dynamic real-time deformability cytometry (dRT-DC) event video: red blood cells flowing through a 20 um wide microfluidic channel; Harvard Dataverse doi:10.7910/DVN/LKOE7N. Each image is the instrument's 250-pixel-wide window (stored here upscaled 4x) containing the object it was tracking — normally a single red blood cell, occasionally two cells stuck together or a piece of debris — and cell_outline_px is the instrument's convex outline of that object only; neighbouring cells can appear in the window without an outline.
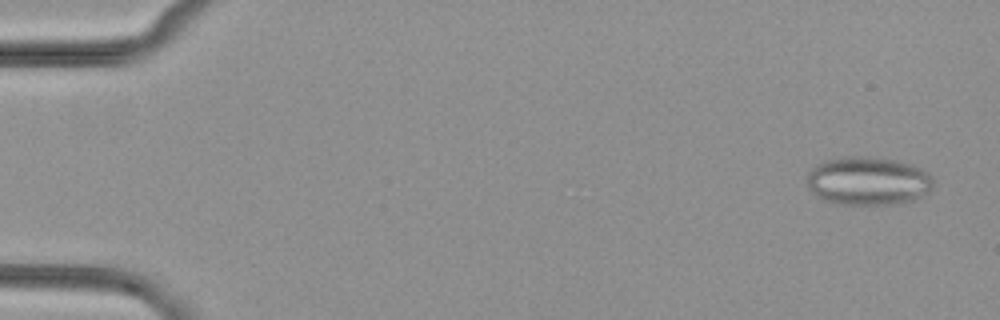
{"species": "common noctule bat (a hibernating species)", "species_latin": "Nyctalus noctula", "temperature_condition": "cold", "stored_images_in_passage": 18, "camera_frame_rate_fps": 3000, "um_per_image_px": 0.085, "animal": {"sex": "female", "body_mass_g": 29.2, "forearm_length_mm": 56.3}, "frame": {"image": 1, "passage_image": 3, "time_ms": 0.667, "image_size_px": [1000, 320], "cell_outline_px": [[932, 188], [928, 192], [916, 200], [900, 204], [840, 204], [824, 200], [816, 196], [808, 188], [808, 172], [816, 164], [824, 160], [844, 156], [868, 156], [896, 160], [912, 164], [928, 172], [932, 176]], "centroid_in_image_um": [73.79, 15.37], "position_along_channel_um": 11.2, "area_um2": 36.07}}